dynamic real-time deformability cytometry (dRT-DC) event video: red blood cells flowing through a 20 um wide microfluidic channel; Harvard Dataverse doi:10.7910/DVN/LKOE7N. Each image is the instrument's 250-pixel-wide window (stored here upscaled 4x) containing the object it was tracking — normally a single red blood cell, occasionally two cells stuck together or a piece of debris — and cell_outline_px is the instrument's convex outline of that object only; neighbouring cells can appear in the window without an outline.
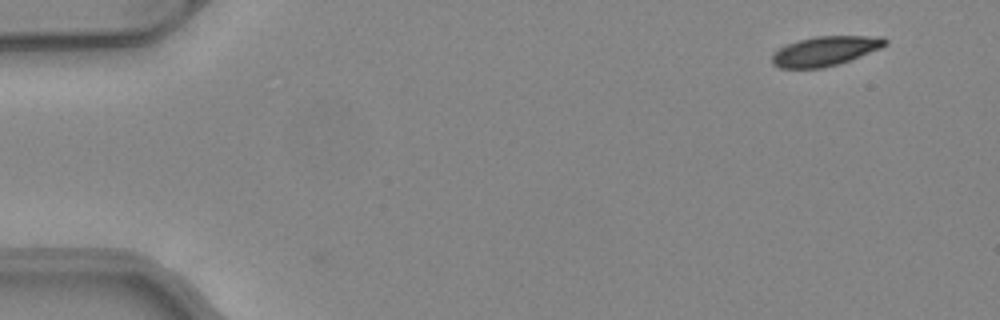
{"species": "common noctule bat (a hibernating species)", "species_latin": "Nyctalus noctula", "temperature_condition": "warm", "stored_images_in_passage": 2, "camera_frame_rate_fps": 3000, "um_per_image_px": 0.085, "animal": {"sex": "female", "body_mass_g": 24.6, "forearm_length_mm": 56.2}, "frame": {"image": 1, "passage_image": 2, "time_ms": 0.333, "image_size_px": [1000, 320], "cell_outline_px": [[888, 44], [880, 48], [848, 60], [824, 68], [780, 68], [772, 64], [772, 52], [776, 48], [784, 44], [816, 36], [884, 36], [888, 40]], "centroid_in_image_um": [70.09, 4.32], "position_along_channel_um": 14.9, "area_um2": 19.54}}